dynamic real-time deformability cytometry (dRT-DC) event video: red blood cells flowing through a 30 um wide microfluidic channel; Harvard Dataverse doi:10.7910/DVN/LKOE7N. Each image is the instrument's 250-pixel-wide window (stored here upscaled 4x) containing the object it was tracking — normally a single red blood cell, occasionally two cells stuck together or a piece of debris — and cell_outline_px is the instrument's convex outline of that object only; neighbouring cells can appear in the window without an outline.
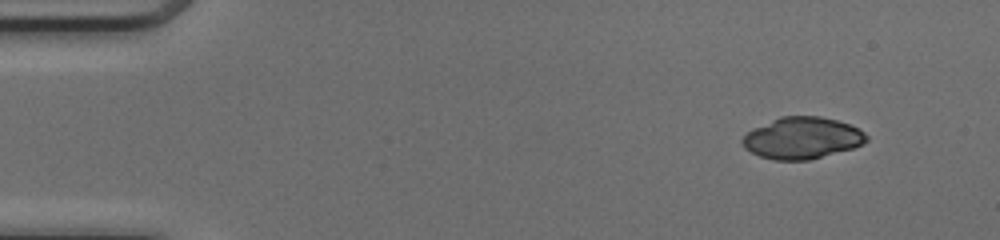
{"species": "common noctule bat (a hibernating species)", "species_latin": "Nyctalus noctula", "temperature_condition": "cold", "stored_images_in_passage": 45, "camera_frame_rate_fps": 3000, "um_per_image_px": 0.085, "animal": {"sex": "female", "body_mass_g": 17.0, "forearm_length_mm": 48.0}, "frame": {"image": 1, "passage_image": 1, "time_ms": 0.0, "image_size_px": [1000, 240], "cell_outline_px": [[868, 140], [852, 148], [808, 160], [776, 160], [760, 156], [744, 148], [740, 140], [748, 132], [780, 116], [820, 116], [836, 120], [848, 124], [864, 132], [868, 136]], "centroid_in_image_um": [68.17, 11.73], "position_along_channel_um": 16.8, "area_um2": 29.65}, "authors_computed_cell_mechanics": {"area_um2": 29.767, "velocity_mm_per_s": 4.1636, "shape_relaxation_time_tau1_ms": 2.4246, "shape_relaxation_time_tau2_ms": 0.6863, "deformation_change_tau1": 0.1248, "deformation_change_tau2": 0.0505}}